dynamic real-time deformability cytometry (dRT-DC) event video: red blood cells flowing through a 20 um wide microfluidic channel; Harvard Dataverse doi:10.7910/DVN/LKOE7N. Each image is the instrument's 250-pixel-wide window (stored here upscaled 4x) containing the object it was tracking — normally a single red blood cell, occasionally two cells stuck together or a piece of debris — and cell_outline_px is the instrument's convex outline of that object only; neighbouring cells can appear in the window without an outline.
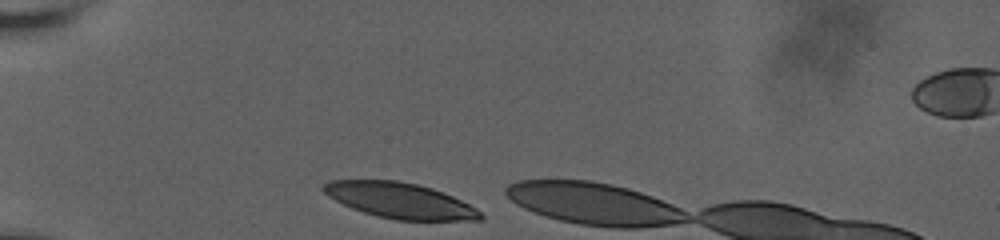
{"species": "human", "species_latin": "Homo sapiens", "temperature_condition": "room temperature", "stored_images_in_passage": 4, "camera_frame_rate_fps": 3000, "um_per_image_px": 0.085, "donor": {"sex": "male"}, "frame": {"image": 1, "passage_image": 1, "time_ms": 0.0, "image_size_px": [1000, 240], "cell_outline_px": [[484, 216], [480, 220], [396, 220], [364, 212], [352, 208], [328, 196], [320, 188], [328, 180], [396, 180], [416, 184], [432, 188], [452, 196], [476, 208]], "centroid_in_image_um": [33.98, 17.03], "position_along_channel_um": 51.0, "area_um2": 32.19}}